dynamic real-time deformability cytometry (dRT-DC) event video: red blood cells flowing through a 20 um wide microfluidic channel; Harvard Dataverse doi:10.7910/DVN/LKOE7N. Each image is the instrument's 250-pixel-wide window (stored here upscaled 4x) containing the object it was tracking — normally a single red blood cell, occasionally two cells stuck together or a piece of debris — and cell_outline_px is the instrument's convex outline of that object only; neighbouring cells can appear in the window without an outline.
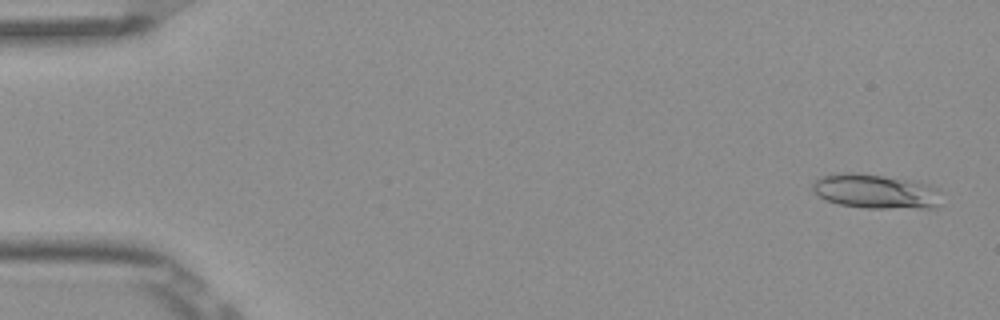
{"species": "Egyptian fruit bat (a non-hibernating species)", "species_latin": "Rousettus aegyptiacus", "temperature_condition": "room temperature", "stored_images_in_passage": 5, "camera_frame_rate_fps": 3000, "um_per_image_px": 0.085, "frame": {"image": 1, "passage_image": 1, "time_ms": 0.0, "image_size_px": [1000, 320], "cell_outline_px": [[940, 208], [864, 208], [840, 204], [828, 200], [812, 192], [812, 184], [816, 180], [832, 172], [856, 172], [916, 180], [932, 184], [940, 188]], "centroid_in_image_um": [74.51, 16.25], "position_along_channel_um": 10.5, "area_um2": 26.59}}
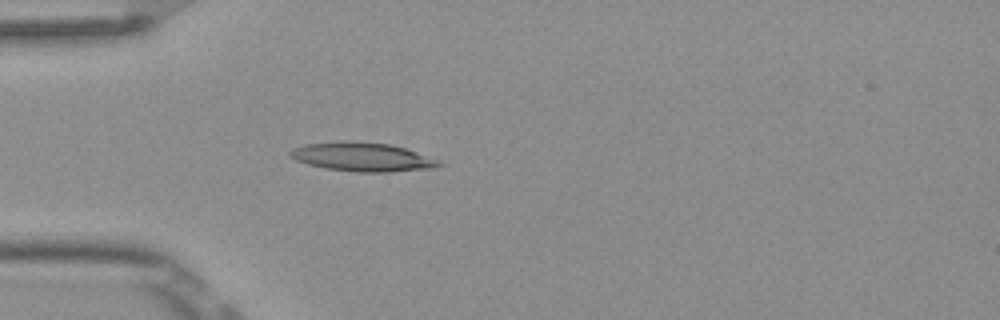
{"frame": {"image": 2, "passage_image": 5, "time_ms": 1.333, "image_size_px": [1000, 320], "cell_outline_px": [[444, 164], [436, 168], [388, 172], [356, 172], [328, 168], [308, 164], [296, 160], [288, 156], [288, 152], [292, 148], [308, 144], [388, 144], [404, 148], [440, 160]], "centroid_in_image_um": [30.87, 13.4], "position_along_channel_um": 54.1, "area_um2": 23.81}}